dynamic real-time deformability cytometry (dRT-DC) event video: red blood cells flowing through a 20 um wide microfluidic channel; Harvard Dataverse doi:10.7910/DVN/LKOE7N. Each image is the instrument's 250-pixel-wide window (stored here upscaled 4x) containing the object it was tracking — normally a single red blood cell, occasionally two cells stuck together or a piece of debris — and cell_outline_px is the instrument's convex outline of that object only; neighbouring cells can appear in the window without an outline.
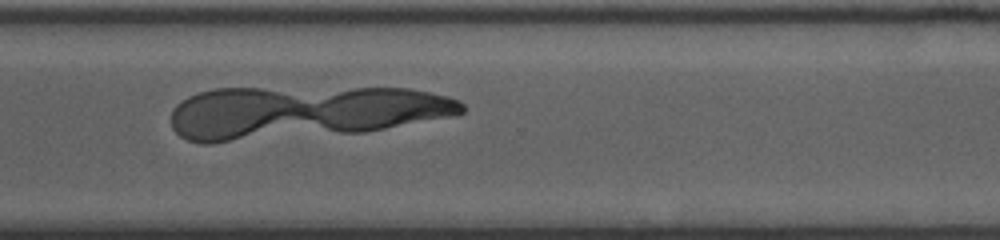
{"species": "human", "species_latin": "Homo sapiens", "temperature_condition": "cold", "stored_images_in_passage": 28, "segment_of_instrument_passage": [2, 2], "camera_frame_rate_fps": 3000, "um_per_image_px": 0.085, "donor": {"sex": "female"}, "frame": {"image": 1, "passage_image": 25, "time_ms": 8.0, "image_size_px": [1000, 240], "cell_outline_px": [[460, 112], [372, 128], [220, 140], [196, 140], [268, 112], [280, 108], [396, 92], [408, 92], [432, 96], [452, 100], [460, 104]], "centroid_in_image_um": [28.98, 9.84], "position_along_channel_um": 341.6, "area_um2": 44.51}}